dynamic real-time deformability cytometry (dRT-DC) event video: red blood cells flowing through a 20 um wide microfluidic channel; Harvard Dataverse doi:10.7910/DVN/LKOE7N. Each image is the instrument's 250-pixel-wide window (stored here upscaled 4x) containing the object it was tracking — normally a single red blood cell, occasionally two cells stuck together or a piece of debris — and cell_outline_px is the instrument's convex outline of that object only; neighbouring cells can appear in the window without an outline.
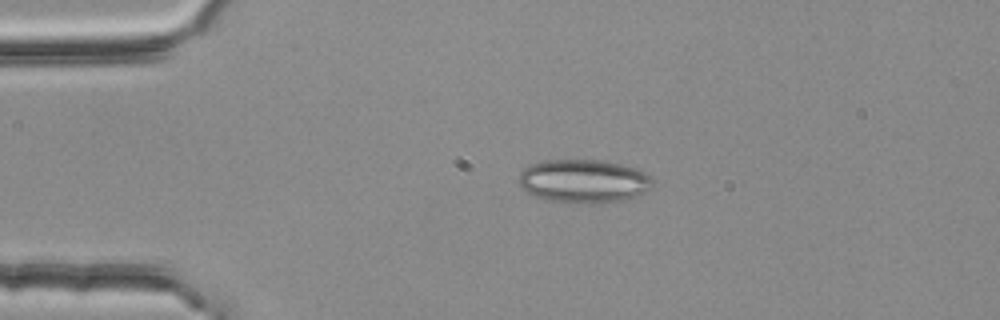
{"species": "common noctule bat (a hibernating species)", "species_latin": "Nyctalus noctula", "temperature_condition": "room temperature", "stored_images_in_passage": 4, "camera_frame_rate_fps": 3000, "um_per_image_px": 0.085, "animal": {"sex": "female", "body_mass_g": 25.1}, "frame": {"image": 1, "passage_image": 4, "time_ms": 1.0, "image_size_px": [1000, 320], "cell_outline_px": [[652, 188], [640, 196], [624, 200], [600, 204], [548, 200], [524, 192], [520, 188], [516, 180], [520, 172], [524, 168], [532, 164], [548, 160], [600, 160], [620, 164], [644, 172], [652, 176]], "centroid_in_image_um": [49.6, 15.41], "position_along_channel_um": 35.4, "area_um2": 34.22}}